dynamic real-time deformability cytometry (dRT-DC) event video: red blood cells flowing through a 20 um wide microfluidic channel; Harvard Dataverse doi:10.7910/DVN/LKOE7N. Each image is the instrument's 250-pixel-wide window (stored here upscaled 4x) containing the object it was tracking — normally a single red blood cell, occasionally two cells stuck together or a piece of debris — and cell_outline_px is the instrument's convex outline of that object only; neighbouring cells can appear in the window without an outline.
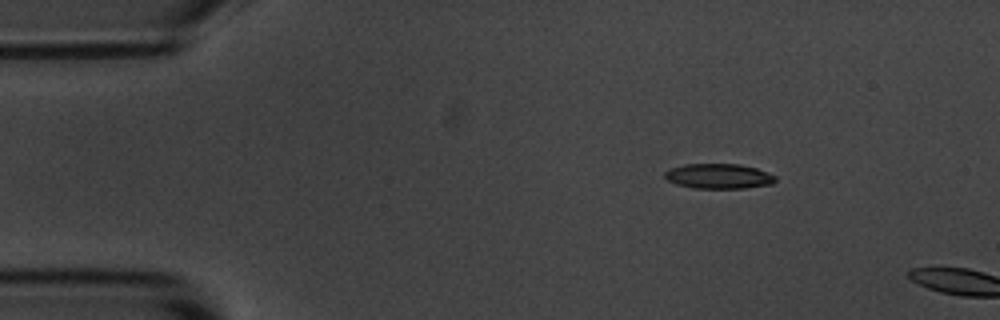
{"species": "common noctule bat (a hibernating species)", "species_latin": "Nyctalus noctula", "temperature_condition": "room temperature", "stored_images_in_passage": 4, "camera_frame_rate_fps": 3000, "um_per_image_px": 0.085, "animal": {"sex": "male", "body_mass_g": 20.1, "forearm_length_mm": 53.5}, "frame": {"image": 1, "passage_image": 1, "time_ms": 0.0, "image_size_px": [1000, 320], "cell_outline_px": [[776, 180], [772, 184], [744, 188], [696, 188], [676, 184], [668, 180], [664, 176], [664, 172], [668, 168], [684, 164], [740, 164], [756, 168], [776, 176]], "centroid_in_image_um": [61.07, 14.97], "position_along_channel_um": 23.9, "area_um2": 16.13}}